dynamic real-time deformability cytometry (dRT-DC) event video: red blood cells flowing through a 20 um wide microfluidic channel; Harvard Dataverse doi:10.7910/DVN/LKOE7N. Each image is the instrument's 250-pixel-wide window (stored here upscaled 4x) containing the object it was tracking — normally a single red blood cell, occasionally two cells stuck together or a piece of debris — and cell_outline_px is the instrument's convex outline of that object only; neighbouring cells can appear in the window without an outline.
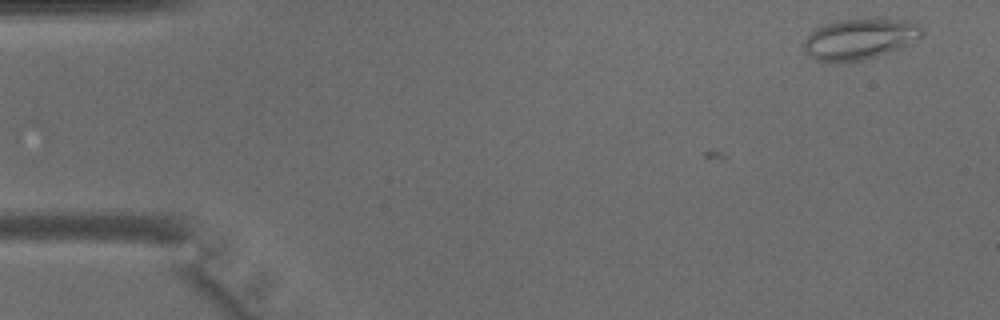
{"species": "common noctule bat (a hibernating species)", "species_latin": "Nyctalus noctula", "temperature_condition": "warm", "stored_images_in_passage": 2, "camera_frame_rate_fps": 3000, "um_per_image_px": 0.085, "animal": {"sex": "male", "body_mass_g": 15.6}, "frame": {"image": 1, "passage_image": 2, "time_ms": 0.333, "image_size_px": [1000, 320], "cell_outline_px": [[924, 36], [896, 48], [876, 56], [860, 60], [816, 60], [804, 52], [804, 40], [816, 28], [836, 20], [864, 16], [876, 16], [912, 20], [924, 28]], "centroid_in_image_um": [73.14, 3.21], "position_along_channel_um": 11.9, "area_um2": 28.44}}